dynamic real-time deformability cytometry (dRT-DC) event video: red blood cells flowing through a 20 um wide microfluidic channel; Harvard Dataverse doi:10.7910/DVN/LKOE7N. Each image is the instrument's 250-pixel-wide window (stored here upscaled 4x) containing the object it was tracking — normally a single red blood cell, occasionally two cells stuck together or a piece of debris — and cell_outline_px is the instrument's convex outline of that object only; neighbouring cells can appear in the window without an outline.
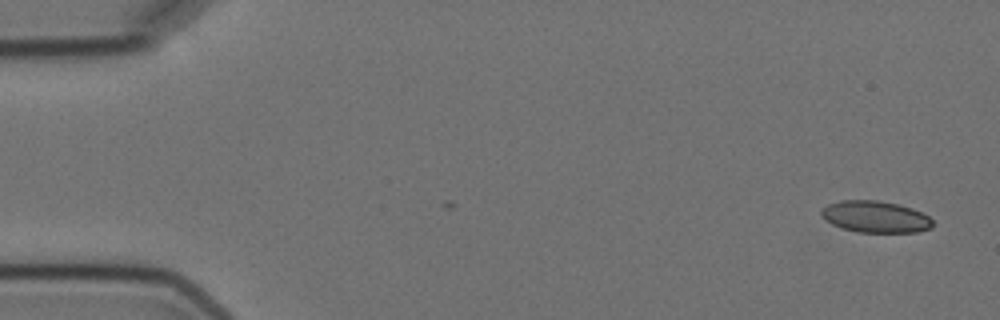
{"species": "Egyptian fruit bat (a non-hibernating species)", "species_latin": "Rousettus aegyptiacus", "temperature_condition": "cold", "stored_images_in_passage": 9, "camera_frame_rate_fps": 3000, "um_per_image_px": 0.085, "animal": {"sex": "female"}, "frame": {"image": 1, "passage_image": 1, "time_ms": 0.0, "image_size_px": [1000, 320], "cell_outline_px": [[932, 228], [916, 232], [856, 232], [832, 224], [820, 216], [820, 208], [828, 204], [840, 200], [876, 200], [896, 204], [912, 208], [928, 216], [932, 220]], "centroid_in_image_um": [74.37, 18.42], "position_along_channel_um": 10.6, "area_um2": 20.52}}
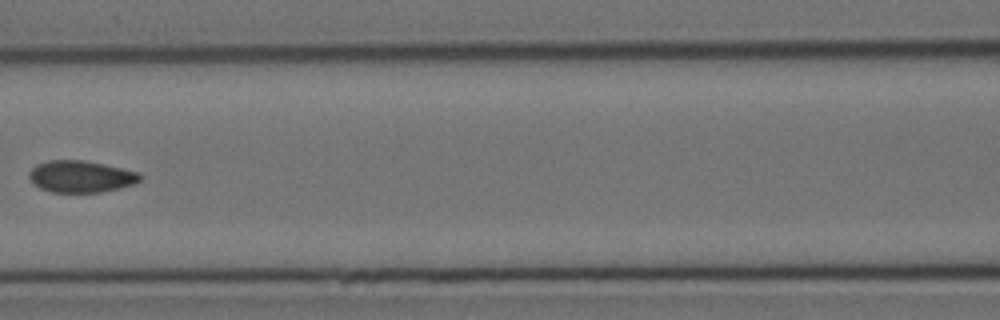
{"frame": {"image": 2, "passage_image": 6, "time_ms": 7.667, "image_size_px": [1000, 320], "cell_outline_px": [[140, 180], [136, 184], [120, 188], [100, 192], [52, 192], [40, 188], [32, 184], [28, 176], [28, 172], [36, 164], [48, 160], [84, 160], [104, 164], [140, 172]], "centroid_in_image_um": [6.85, 15.0], "position_along_channel_um": 159.7, "area_um2": 20.75}}
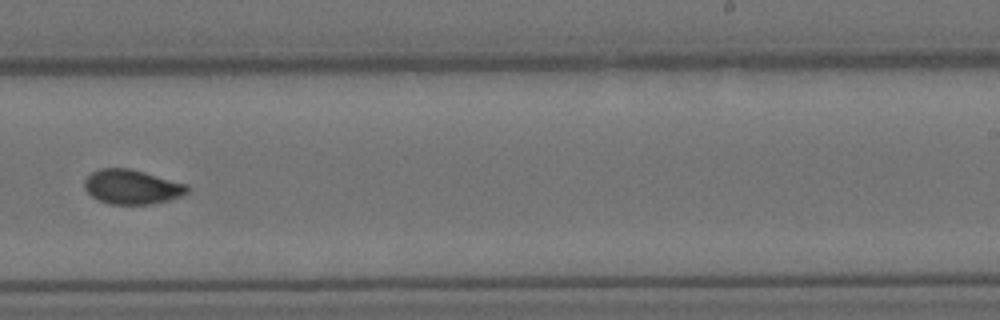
{"frame": {"image": 3, "passage_image": 9, "time_ms": 11.0, "image_size_px": [1000, 320], "cell_outline_px": [[188, 192], [180, 196], [168, 200], [152, 204], [108, 204], [92, 196], [84, 188], [84, 180], [92, 172], [100, 168], [128, 168], [144, 172], [188, 184]], "centroid_in_image_um": [11.21, 15.88], "position_along_channel_um": 277.8, "area_um2": 20.58}}